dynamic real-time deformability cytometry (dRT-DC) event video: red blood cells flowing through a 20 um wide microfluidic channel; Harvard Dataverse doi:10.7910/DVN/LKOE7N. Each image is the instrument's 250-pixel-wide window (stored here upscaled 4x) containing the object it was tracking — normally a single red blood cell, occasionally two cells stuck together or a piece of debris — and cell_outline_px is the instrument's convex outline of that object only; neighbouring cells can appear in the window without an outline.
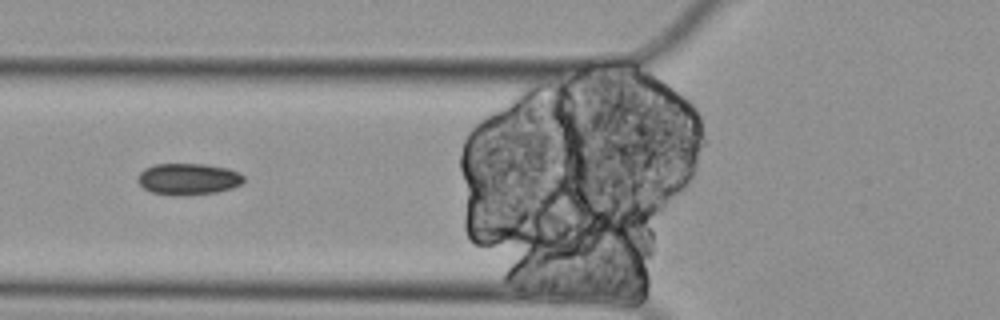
{"species": "Egyptian fruit bat (a non-hibernating species)", "species_latin": "Rousettus aegyptiacus", "temperature_condition": "cold", "stored_images_in_passage": 9, "camera_frame_rate_fps": 3000, "um_per_image_px": 0.085, "animal": {"sex": "female"}, "frame": {"image": 1, "passage_image": 6, "time_ms": 1.667, "image_size_px": [1000, 320], "cell_outline_px": [[244, 180], [240, 184], [232, 188], [216, 192], [184, 196], [172, 196], [152, 192], [144, 188], [136, 180], [136, 176], [144, 168], [152, 164], [208, 164], [228, 168], [244, 176]], "centroid_in_image_um": [15.96, 15.22], "position_along_channel_um": 109.8, "area_um2": 19.71}}
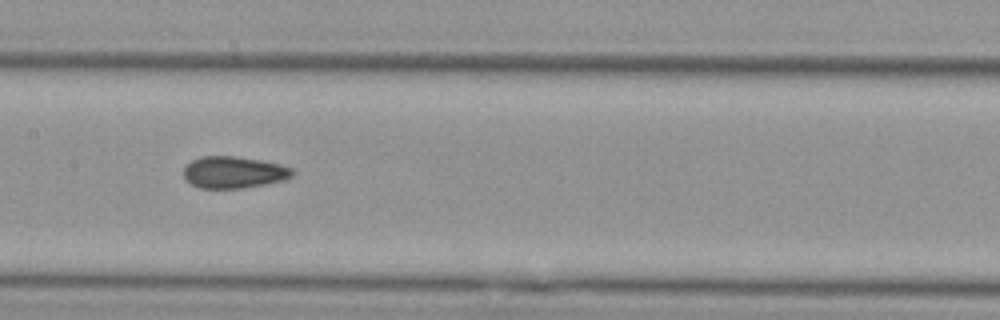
{"frame": {"image": 2, "passage_image": 8, "time_ms": 2.333, "image_size_px": [1000, 320], "cell_outline_px": [[292, 176], [284, 180], [264, 184], [240, 188], [200, 188], [192, 184], [184, 176], [184, 168], [192, 160], [200, 156], [232, 156], [260, 160], [280, 164], [292, 168]], "centroid_in_image_um": [19.86, 14.64], "position_along_channel_um": 187.5, "area_um2": 19.88}}
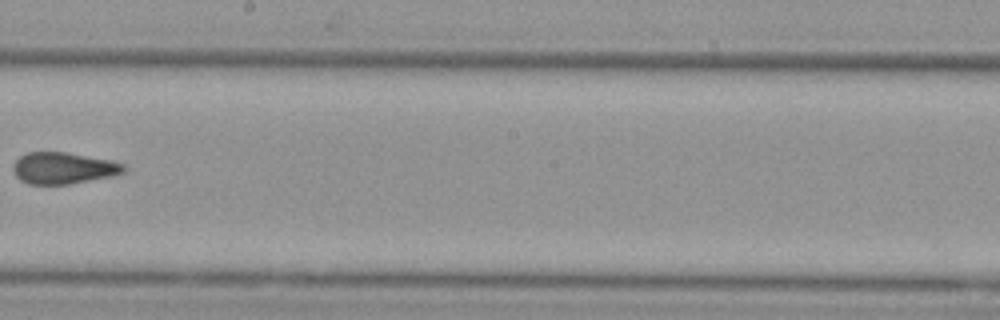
{"frame": {"image": 3, "passage_image": 9, "time_ms": 2.667, "image_size_px": [1000, 320], "cell_outline_px": [[128, 168], [124, 172], [108, 176], [68, 184], [28, 184], [20, 180], [16, 176], [12, 168], [12, 164], [20, 156], [28, 152], [68, 152], [112, 160], [124, 164]], "centroid_in_image_um": [5.37, 14.27], "position_along_channel_um": 242.8, "area_um2": 20.35}}